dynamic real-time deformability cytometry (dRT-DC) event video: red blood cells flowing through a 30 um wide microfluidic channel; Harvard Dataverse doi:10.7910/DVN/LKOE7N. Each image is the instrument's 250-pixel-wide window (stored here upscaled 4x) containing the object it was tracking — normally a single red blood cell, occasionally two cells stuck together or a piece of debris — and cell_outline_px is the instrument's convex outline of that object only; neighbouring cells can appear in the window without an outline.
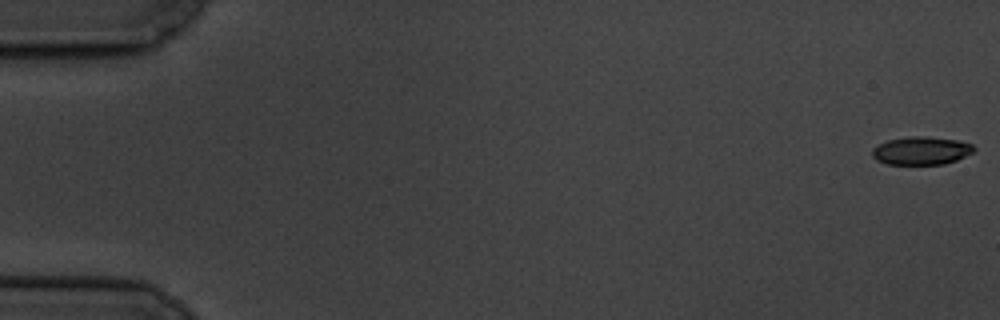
{"species": "common noctule bat (a hibernating species)", "species_latin": "Nyctalus noctula", "temperature_condition": "cold", "stored_images_in_passage": 3, "camera_frame_rate_fps": 3000, "um_per_image_px": 0.085, "animal": {"sex": "male", "body_mass_g": 19.5, "forearm_length_mm": 54.6}, "frame": {"image": 1, "passage_image": 1, "time_ms": 0.0, "image_size_px": [1000, 320], "cell_outline_px": [[976, 148], [972, 152], [956, 160], [944, 164], [888, 164], [876, 160], [872, 156], [872, 148], [888, 140], [908, 136], [928, 136], [956, 140], [972, 144]], "centroid_in_image_um": [78.29, 12.8], "position_along_channel_um": 6.7, "area_um2": 16.59}}